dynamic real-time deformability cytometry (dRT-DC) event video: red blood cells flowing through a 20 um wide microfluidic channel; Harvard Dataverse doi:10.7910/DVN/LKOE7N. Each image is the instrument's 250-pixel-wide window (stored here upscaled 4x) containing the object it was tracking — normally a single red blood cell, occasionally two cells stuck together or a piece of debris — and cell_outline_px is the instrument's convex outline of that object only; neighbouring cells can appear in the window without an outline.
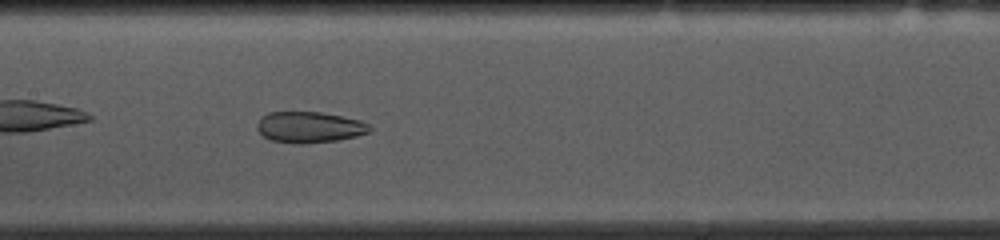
{"species": "common noctule bat (a hibernating species)", "species_latin": "Nyctalus noctula", "temperature_condition": "cold", "stored_images_in_passage": 41, "segment_of_instrument_passage": [1, 2], "camera_frame_rate_fps": 3000, "um_per_image_px": 0.085, "animal": {"sex": "female", "body_mass_g": 10.0, "forearm_length_mm": 53.1}, "frame": {"image": 1, "passage_image": 12, "time_ms": 3.667, "image_size_px": [1000, 240], "cell_outline_px": [[372, 128], [368, 132], [356, 136], [336, 140], [304, 144], [300, 144], [272, 140], [264, 136], [256, 128], [256, 124], [268, 112], [320, 112], [360, 120], [368, 124]], "centroid_in_image_um": [26.3, 10.81], "position_along_channel_um": 181.1, "area_um2": 20.11}}